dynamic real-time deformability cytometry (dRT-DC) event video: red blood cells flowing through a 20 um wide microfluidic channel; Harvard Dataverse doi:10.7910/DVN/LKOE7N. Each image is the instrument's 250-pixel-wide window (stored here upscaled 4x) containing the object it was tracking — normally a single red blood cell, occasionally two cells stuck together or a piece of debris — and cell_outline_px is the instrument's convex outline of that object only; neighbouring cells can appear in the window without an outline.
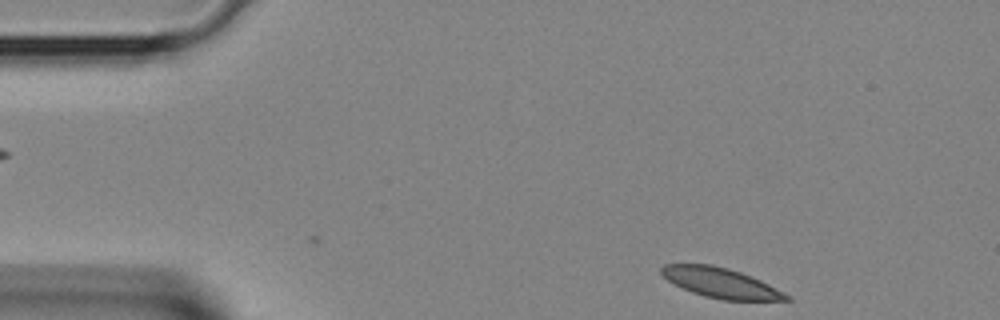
{"species": "Egyptian fruit bat (a non-hibernating species)", "species_latin": "Rousettus aegyptiacus", "temperature_condition": "room temperature", "stored_images_in_passage": 7, "camera_frame_rate_fps": 3000, "um_per_image_px": 0.085, "animal": {"sex": "female"}, "frame": {"image": 1, "passage_image": 1, "time_ms": 0.0, "image_size_px": [1000, 320], "cell_outline_px": [[792, 300], [724, 300], [704, 296], [692, 292], [668, 280], [660, 272], [660, 268], [664, 264], [712, 264], [728, 268], [740, 272], [760, 280], [792, 296]], "centroid_in_image_um": [61.28, 24.04], "position_along_channel_um": 23.7, "area_um2": 21.62}}
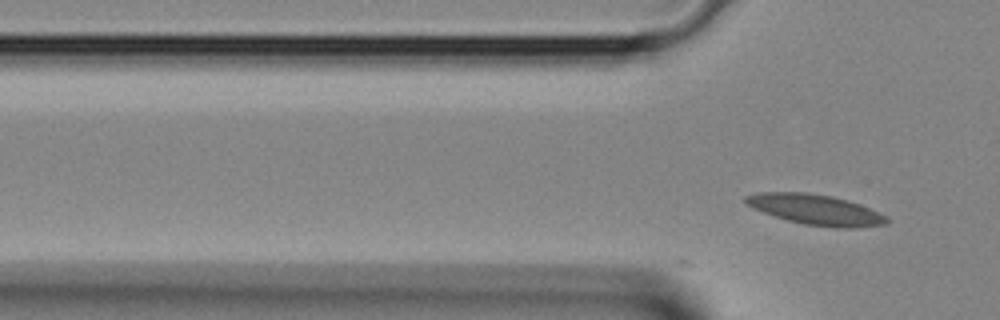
{"frame": {"image": 2, "passage_image": 7, "time_ms": 2.0, "image_size_px": [1000, 320], "cell_outline_px": [[888, 224], [852, 228], [836, 228], [804, 224], [788, 220], [752, 208], [744, 204], [744, 196], [756, 192], [808, 192], [832, 196], [848, 200], [860, 204], [888, 216]], "centroid_in_image_um": [69.32, 17.81], "position_along_channel_um": 56.5, "area_um2": 25.14}}